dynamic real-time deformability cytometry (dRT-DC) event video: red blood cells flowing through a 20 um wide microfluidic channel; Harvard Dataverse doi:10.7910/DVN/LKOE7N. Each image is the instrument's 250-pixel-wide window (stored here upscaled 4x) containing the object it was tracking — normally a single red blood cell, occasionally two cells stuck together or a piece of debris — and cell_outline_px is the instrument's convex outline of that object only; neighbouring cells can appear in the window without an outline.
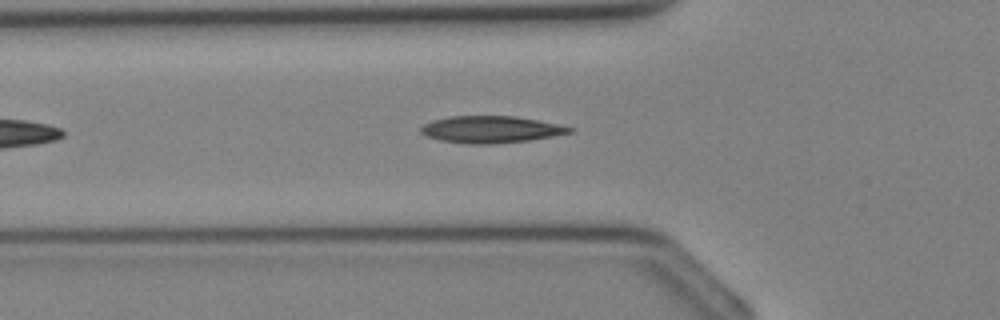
{"species": "Egyptian fruit bat (a non-hibernating species)", "species_latin": "Rousettus aegyptiacus", "temperature_condition": "cold", "stored_images_in_passage": 29, "segment_of_instrument_passage": [1, 2], "camera_frame_rate_fps": 3000, "um_per_image_px": 0.085, "animal": {"sex": "female"}, "frame": {"image": 1, "passage_image": 5, "time_ms": 1.333, "image_size_px": [1000, 320], "cell_outline_px": [[576, 128], [572, 132], [552, 136], [528, 140], [488, 144], [472, 144], [440, 140], [428, 136], [420, 132], [420, 128], [424, 124], [432, 120], [448, 116], [516, 116]], "centroid_in_image_um": [41.7, 10.99], "position_along_channel_um": 84.1, "area_um2": 23.06}}
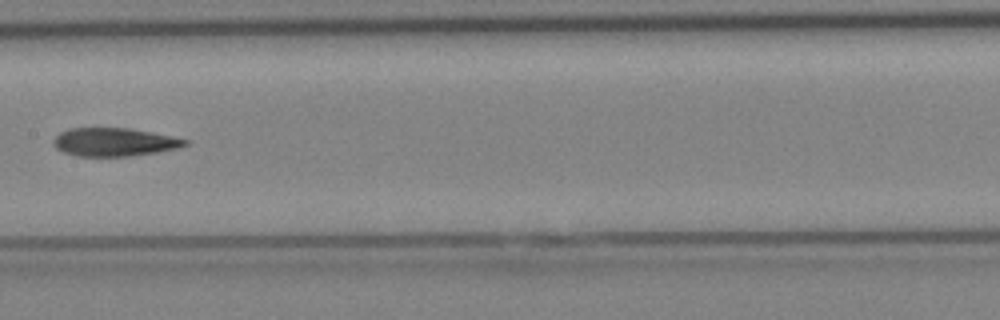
{"frame": {"image": 2, "passage_image": 11, "time_ms": 3.333, "image_size_px": [1000, 320], "cell_outline_px": [[188, 144], [180, 148], [156, 152], [128, 156], [76, 156], [64, 152], [56, 148], [52, 144], [52, 140], [60, 132], [68, 128], [128, 128], [152, 132], [188, 140]], "centroid_in_image_um": [9.68, 12.07], "position_along_channel_um": 197.7, "area_um2": 21.68}}
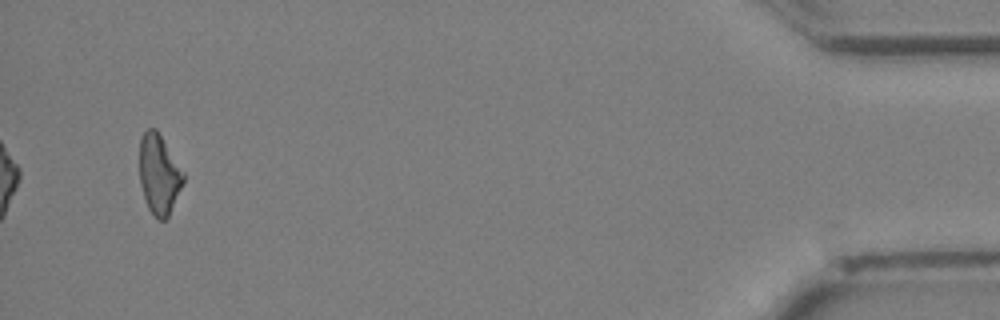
{"frame": {"image": 3, "passage_image": 27, "time_ms": 8.667, "image_size_px": [1000, 320], "cell_outline_px": [[184, 184], [168, 216], [164, 220], [156, 220], [148, 208], [140, 184], [140, 136], [148, 128], [156, 128], [184, 172]], "centroid_in_image_um": [13.52, 14.82], "position_along_channel_um": 421.7, "area_um2": 20.46}}